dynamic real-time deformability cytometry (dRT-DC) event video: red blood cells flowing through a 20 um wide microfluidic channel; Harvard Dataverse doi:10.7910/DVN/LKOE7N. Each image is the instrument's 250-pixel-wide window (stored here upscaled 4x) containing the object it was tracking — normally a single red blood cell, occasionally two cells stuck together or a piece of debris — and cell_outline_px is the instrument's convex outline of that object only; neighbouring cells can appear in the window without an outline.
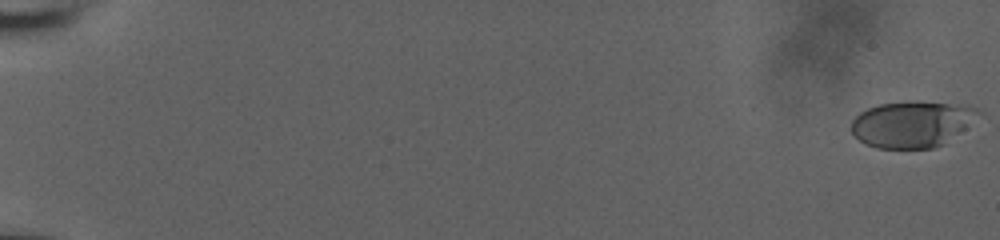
{"species": "human", "species_latin": "Homo sapiens", "temperature_condition": "room temperature", "stored_images_in_passage": 58, "camera_frame_rate_fps": 3000, "um_per_image_px": 0.085, "donor": {"sex": "male"}, "frame": {"image": 1, "passage_image": 1, "time_ms": 0.0, "image_size_px": [1000, 240], "cell_outline_px": [[984, 112], [964, 128], [940, 144], [932, 148], [876, 148], [864, 144], [852, 132], [852, 120], [860, 112], [868, 108], [880, 104], [916, 100], [968, 104]], "centroid_in_image_um": [77.53, 10.51], "position_along_channel_um": 7.5, "area_um2": 34.28}}
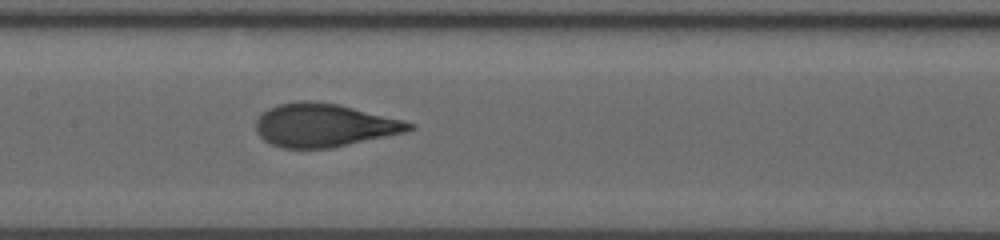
{"frame": {"image": 2, "passage_image": 32, "time_ms": 10.333, "image_size_px": [1000, 240], "cell_outline_px": [[416, 128], [408, 132], [332, 148], [284, 148], [272, 144], [264, 140], [256, 132], [256, 120], [268, 108], [276, 104], [304, 100], [312, 100], [340, 104], [404, 120], [416, 124]], "centroid_in_image_um": [27.6, 10.64], "position_along_channel_um": 179.8, "area_um2": 39.02}}
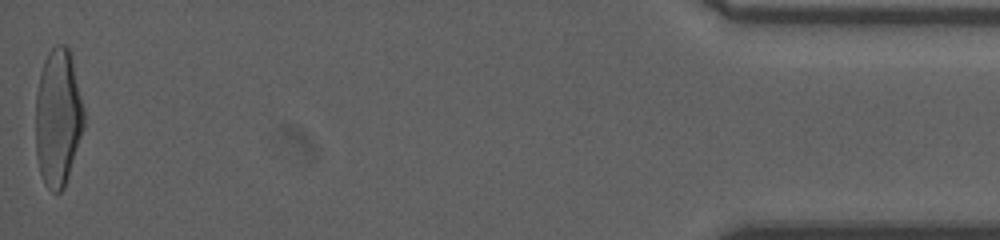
{"frame": {"image": 3, "passage_image": 58, "time_ms": 19.0, "image_size_px": [1000, 240], "cell_outline_px": [[84, 128], [64, 188], [56, 196], [44, 184], [40, 172], [36, 156], [36, 92], [40, 72], [44, 60], [48, 52], [56, 44], [64, 44], [68, 48], [72, 56], [84, 108]], "centroid_in_image_um": [4.93, 10.0], "position_along_channel_um": 430.3, "area_um2": 39.13}, "authors_computed_cell_mechanics": {"area_um2": 37.8879, "velocity_mm_per_s": 3.846, "shape_relaxation_time_tau1_ms": 6.2567, "shape_relaxation_time_tau2_ms": null, "deformation_change_tau1": 0.2509, "deformation_change_tau2": null}}